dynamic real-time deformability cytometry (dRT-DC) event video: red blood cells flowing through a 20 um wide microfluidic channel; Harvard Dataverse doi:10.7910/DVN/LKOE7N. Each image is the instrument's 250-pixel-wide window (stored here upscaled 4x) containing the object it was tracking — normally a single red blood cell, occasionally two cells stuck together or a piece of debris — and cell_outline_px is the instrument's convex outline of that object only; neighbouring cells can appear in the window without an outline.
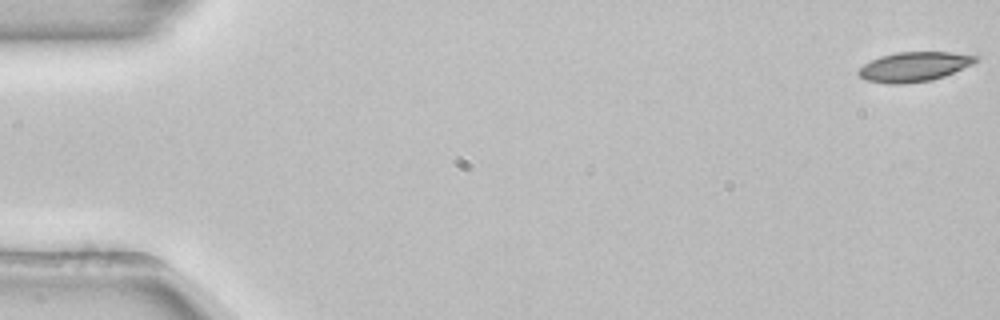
{"species": "common noctule bat (a hibernating species)", "species_latin": "Nyctalus noctula", "temperature_condition": "room temperature", "stored_images_in_passage": 54, "camera_frame_rate_fps": 3000, "um_per_image_px": 0.085, "animal": {"sex": "female", "body_mass_g": 22.7, "forearm_length_mm": 54.2}, "frame": {"image": 1, "passage_image": 1, "time_ms": 0.0, "image_size_px": [1000, 320], "cell_outline_px": [[980, 60], [972, 64], [944, 76], [932, 80], [904, 84], [888, 84], [864, 80], [856, 72], [864, 64], [880, 56], [896, 52], [948, 52], [980, 56]], "centroid_in_image_um": [77.69, 5.67], "position_along_channel_um": 7.3, "area_um2": 20.29}}
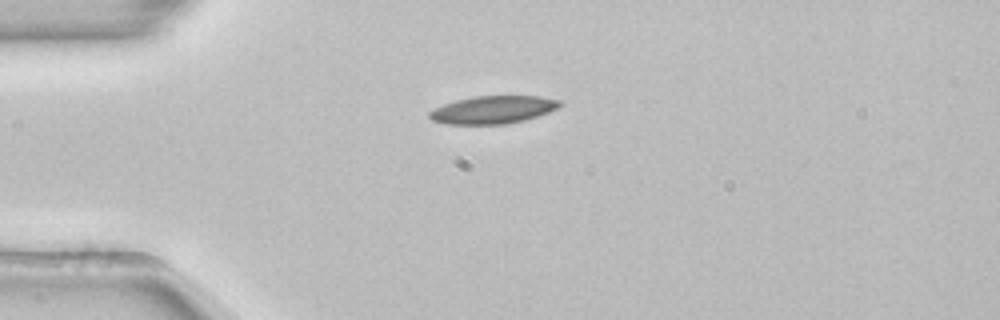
{"frame": {"image": 2, "passage_image": 14, "time_ms": 4.333, "image_size_px": [1000, 320], "cell_outline_px": [[564, 104], [548, 112], [524, 120], [504, 124], [448, 124], [432, 120], [428, 116], [428, 112], [444, 104], [456, 100], [472, 96], [540, 96], [560, 100]], "centroid_in_image_um": [41.91, 9.32], "position_along_channel_um": 43.1, "area_um2": 20.98}}
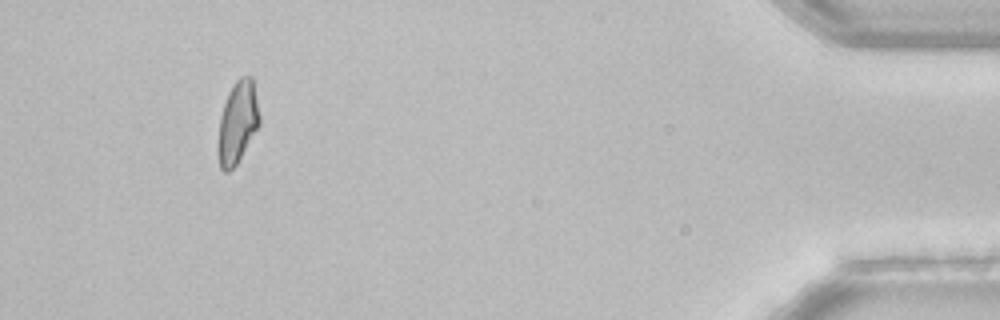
{"frame": {"image": 3, "passage_image": 50, "time_ms": 16.333, "image_size_px": [1000, 320], "cell_outline_px": [[260, 124], [236, 164], [228, 172], [224, 172], [220, 168], [216, 148], [216, 144], [220, 116], [228, 92], [236, 80], [240, 76], [252, 76], [260, 116]], "centroid_in_image_um": [20.16, 10.41], "position_along_channel_um": 415.0, "area_um2": 20.0}, "authors_computed_cell_mechanics": {"area_um2": 20.4612, "velocity_mm_per_s": 3.8734, "shape_relaxation_time_tau1_ms": 4.5166, "shape_relaxation_time_tau2_ms": null, "deformation_change_tau1": 0.1398, "deformation_change_tau2": null}}